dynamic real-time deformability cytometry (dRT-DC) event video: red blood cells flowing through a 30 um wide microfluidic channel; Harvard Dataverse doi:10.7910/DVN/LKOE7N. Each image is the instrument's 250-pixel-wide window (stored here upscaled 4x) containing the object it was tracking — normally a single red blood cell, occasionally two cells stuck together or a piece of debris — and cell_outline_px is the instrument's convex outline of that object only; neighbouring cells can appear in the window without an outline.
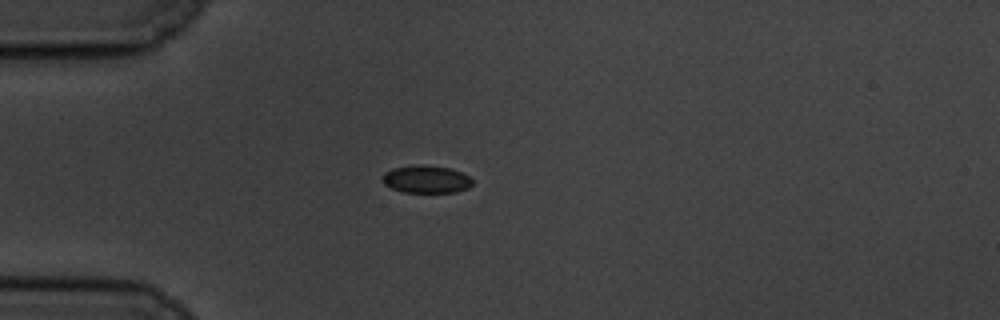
{"species": "common noctule bat (a hibernating species)", "species_latin": "Nyctalus noctula", "temperature_condition": "cold", "stored_images_in_passage": 43, "camera_frame_rate_fps": 3000, "um_per_image_px": 0.085, "animal": {"sex": "male", "body_mass_g": 19.5, "forearm_length_mm": 54.6}, "frame": {"image": 1, "passage_image": 1, "time_ms": 0.0, "image_size_px": [1000, 320], "cell_outline_px": [[472, 184], [468, 188], [456, 192], [404, 192], [392, 188], [384, 184], [384, 172], [392, 168], [416, 164], [424, 164], [452, 168], [468, 176], [472, 180]], "centroid_in_image_um": [36.24, 15.22], "position_along_channel_um": 48.8, "area_um2": 14.51}}
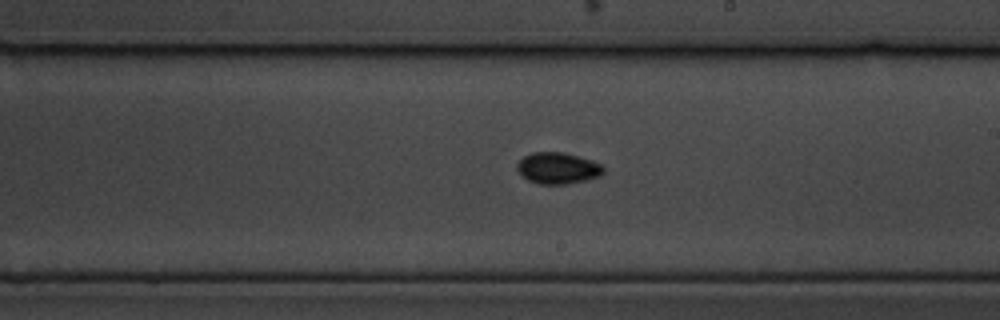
{"frame": {"image": 2, "passage_image": 19, "time_ms": 6.0, "image_size_px": [1000, 320], "cell_outline_px": [[604, 172], [600, 176], [588, 180], [568, 184], [540, 184], [528, 180], [516, 168], [516, 164], [524, 156], [532, 152], [564, 152], [592, 160], [600, 164], [604, 168]], "centroid_in_image_um": [47.43, 14.29], "position_along_channel_um": 241.6, "area_um2": 15.84}}
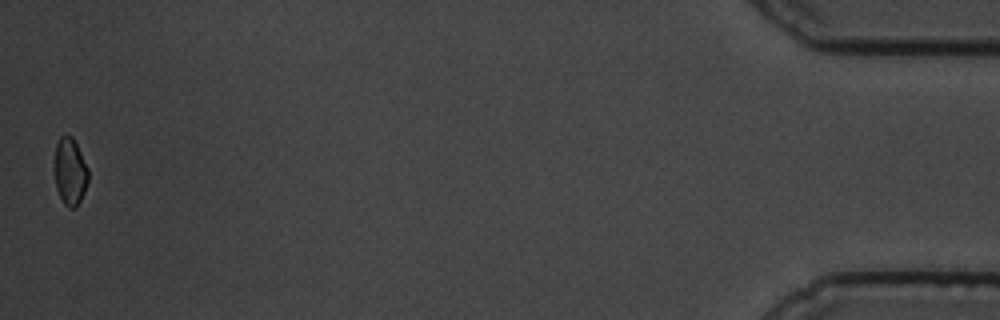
{"frame": {"image": 3, "passage_image": 43, "time_ms": 14.0, "image_size_px": [1000, 320], "cell_outline_px": [[88, 180], [84, 192], [76, 208], [68, 208], [64, 204], [56, 188], [52, 168], [56, 144], [60, 136], [72, 136], [88, 168]], "centroid_in_image_um": [5.91, 14.59], "position_along_channel_um": 429.3, "area_um2": 13.47}, "authors_computed_cell_mechanics": {"area_um2": 14.5078, "velocity_mm_per_s": 3.4655, "shape_relaxation_time_tau1_ms": 3.531, "shape_relaxation_time_tau2_ms": 5.2222, "deformation_change_tau1": 0.0995, "deformation_change_tau2": 0.0678}}